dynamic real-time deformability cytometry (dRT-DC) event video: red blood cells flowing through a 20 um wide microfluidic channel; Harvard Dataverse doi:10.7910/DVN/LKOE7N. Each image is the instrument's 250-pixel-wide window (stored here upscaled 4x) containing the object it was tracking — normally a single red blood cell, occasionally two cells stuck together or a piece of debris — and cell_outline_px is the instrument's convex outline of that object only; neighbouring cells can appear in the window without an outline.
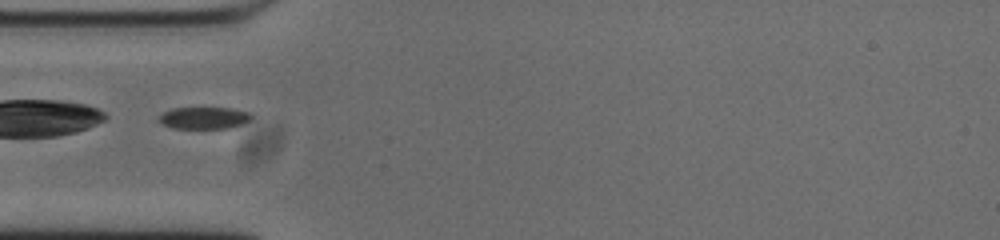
{"species": "common noctule bat (a hibernating species)", "species_latin": "Nyctalus noctula", "temperature_condition": "cold", "stored_images_in_passage": 37, "camera_frame_rate_fps": 3000, "um_per_image_px": 0.085, "animal": {"sex": "male", "body_mass_g": 20.0, "forearm_length_mm": 53.3}, "frame": {"image": 1, "passage_image": 1, "time_ms": 0.0, "image_size_px": [1000, 240], "cell_outline_px": [[252, 116], [248, 120], [240, 124], [228, 128], [172, 128], [156, 120], [156, 116], [172, 108], [232, 108], [248, 112]], "centroid_in_image_um": [17.26, 10.01], "position_along_channel_um": 67.7, "area_um2": 11.73}}
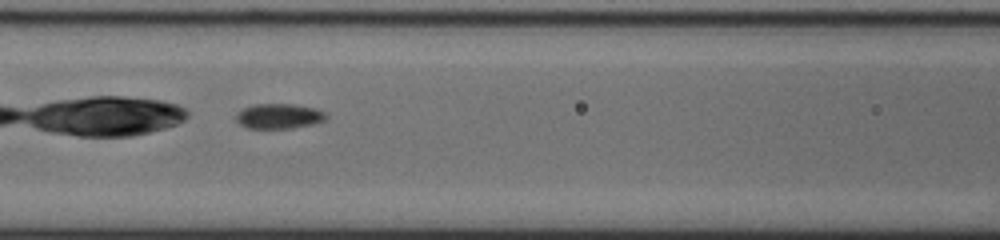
{"frame": {"image": 2, "passage_image": 7, "time_ms": 2.0, "image_size_px": [1000, 240], "cell_outline_px": [[328, 116], [324, 120], [312, 124], [292, 128], [248, 128], [240, 124], [236, 120], [236, 112], [244, 108], [256, 104], [292, 104], [316, 108], [328, 112]], "centroid_in_image_um": [23.74, 9.86], "position_along_channel_um": 142.9, "area_um2": 13.18}}
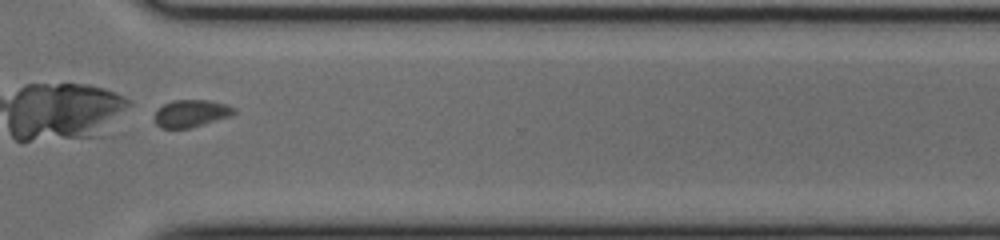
{"frame": {"image": 3, "passage_image": 24, "time_ms": 7.667, "image_size_px": [1000, 240], "cell_outline_px": [[236, 112], [228, 116], [188, 128], [160, 128], [152, 120], [152, 116], [156, 108], [172, 100], [208, 100], [228, 104], [236, 108]], "centroid_in_image_um": [16.16, 9.62], "position_along_channel_um": 354.4, "area_um2": 12.77}}